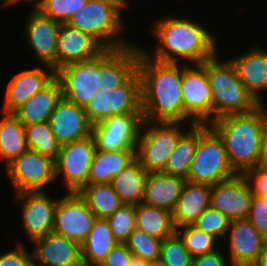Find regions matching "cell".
<instances>
[{"label": "cell", "instance_id": "5bb4252c", "mask_svg": "<svg viewBox=\"0 0 267 266\" xmlns=\"http://www.w3.org/2000/svg\"><path fill=\"white\" fill-rule=\"evenodd\" d=\"M95 220L96 216L78 193H65L55 208L53 232L81 245Z\"/></svg>", "mask_w": 267, "mask_h": 266}, {"label": "cell", "instance_id": "c3c4849f", "mask_svg": "<svg viewBox=\"0 0 267 266\" xmlns=\"http://www.w3.org/2000/svg\"><path fill=\"white\" fill-rule=\"evenodd\" d=\"M252 266H267V242L260 256Z\"/></svg>", "mask_w": 267, "mask_h": 266}, {"label": "cell", "instance_id": "60d3db41", "mask_svg": "<svg viewBox=\"0 0 267 266\" xmlns=\"http://www.w3.org/2000/svg\"><path fill=\"white\" fill-rule=\"evenodd\" d=\"M247 219L267 239V197H252Z\"/></svg>", "mask_w": 267, "mask_h": 266}, {"label": "cell", "instance_id": "9c48e42d", "mask_svg": "<svg viewBox=\"0 0 267 266\" xmlns=\"http://www.w3.org/2000/svg\"><path fill=\"white\" fill-rule=\"evenodd\" d=\"M92 125L115 115L142 113L141 78L138 70L122 85L98 90L84 107Z\"/></svg>", "mask_w": 267, "mask_h": 266}, {"label": "cell", "instance_id": "bcb514c9", "mask_svg": "<svg viewBox=\"0 0 267 266\" xmlns=\"http://www.w3.org/2000/svg\"><path fill=\"white\" fill-rule=\"evenodd\" d=\"M260 166L267 168V123L263 132Z\"/></svg>", "mask_w": 267, "mask_h": 266}, {"label": "cell", "instance_id": "7c38bea8", "mask_svg": "<svg viewBox=\"0 0 267 266\" xmlns=\"http://www.w3.org/2000/svg\"><path fill=\"white\" fill-rule=\"evenodd\" d=\"M7 178L13 185L14 194L46 191L55 183L54 160L28 149L5 167Z\"/></svg>", "mask_w": 267, "mask_h": 266}, {"label": "cell", "instance_id": "5b68a950", "mask_svg": "<svg viewBox=\"0 0 267 266\" xmlns=\"http://www.w3.org/2000/svg\"><path fill=\"white\" fill-rule=\"evenodd\" d=\"M206 72L213 101V120L229 114L254 111L259 104L240 81L229 59H220L217 53L206 60Z\"/></svg>", "mask_w": 267, "mask_h": 266}, {"label": "cell", "instance_id": "8992f818", "mask_svg": "<svg viewBox=\"0 0 267 266\" xmlns=\"http://www.w3.org/2000/svg\"><path fill=\"white\" fill-rule=\"evenodd\" d=\"M125 10L114 0H88L67 22L73 28L95 38L105 49L125 48L133 41L122 36Z\"/></svg>", "mask_w": 267, "mask_h": 266}, {"label": "cell", "instance_id": "b9f144b4", "mask_svg": "<svg viewBox=\"0 0 267 266\" xmlns=\"http://www.w3.org/2000/svg\"><path fill=\"white\" fill-rule=\"evenodd\" d=\"M24 245L19 241L15 248L0 253V266H32V252Z\"/></svg>", "mask_w": 267, "mask_h": 266}, {"label": "cell", "instance_id": "83f0119b", "mask_svg": "<svg viewBox=\"0 0 267 266\" xmlns=\"http://www.w3.org/2000/svg\"><path fill=\"white\" fill-rule=\"evenodd\" d=\"M117 244L107 220L96 218L87 238L81 244L83 266H100Z\"/></svg>", "mask_w": 267, "mask_h": 266}, {"label": "cell", "instance_id": "f546056e", "mask_svg": "<svg viewBox=\"0 0 267 266\" xmlns=\"http://www.w3.org/2000/svg\"><path fill=\"white\" fill-rule=\"evenodd\" d=\"M0 160L4 167L28 150L25 127L13 113L1 112Z\"/></svg>", "mask_w": 267, "mask_h": 266}, {"label": "cell", "instance_id": "ab89813d", "mask_svg": "<svg viewBox=\"0 0 267 266\" xmlns=\"http://www.w3.org/2000/svg\"><path fill=\"white\" fill-rule=\"evenodd\" d=\"M88 0H45L38 9L44 16L59 23H67Z\"/></svg>", "mask_w": 267, "mask_h": 266}, {"label": "cell", "instance_id": "44dd1931", "mask_svg": "<svg viewBox=\"0 0 267 266\" xmlns=\"http://www.w3.org/2000/svg\"><path fill=\"white\" fill-rule=\"evenodd\" d=\"M54 136L61 145L92 135L90 123L84 108L61 98L49 117Z\"/></svg>", "mask_w": 267, "mask_h": 266}, {"label": "cell", "instance_id": "7a4b0ae2", "mask_svg": "<svg viewBox=\"0 0 267 266\" xmlns=\"http://www.w3.org/2000/svg\"><path fill=\"white\" fill-rule=\"evenodd\" d=\"M153 21L151 30L156 43L153 50L143 46L141 49L154 60L202 64L219 53L218 37L198 21L172 14Z\"/></svg>", "mask_w": 267, "mask_h": 266}, {"label": "cell", "instance_id": "1f68e13d", "mask_svg": "<svg viewBox=\"0 0 267 266\" xmlns=\"http://www.w3.org/2000/svg\"><path fill=\"white\" fill-rule=\"evenodd\" d=\"M185 131L177 141L162 173L187 179L198 144V124L189 126V130Z\"/></svg>", "mask_w": 267, "mask_h": 266}, {"label": "cell", "instance_id": "484cf974", "mask_svg": "<svg viewBox=\"0 0 267 266\" xmlns=\"http://www.w3.org/2000/svg\"><path fill=\"white\" fill-rule=\"evenodd\" d=\"M61 98V85L55 77L46 87L35 93L13 114L24 126L48 121Z\"/></svg>", "mask_w": 267, "mask_h": 266}, {"label": "cell", "instance_id": "e575fe53", "mask_svg": "<svg viewBox=\"0 0 267 266\" xmlns=\"http://www.w3.org/2000/svg\"><path fill=\"white\" fill-rule=\"evenodd\" d=\"M176 232L180 235L185 248L193 257L220 249L217 247L218 245H216L219 242L216 237L198 229L193 224L179 227L176 229Z\"/></svg>", "mask_w": 267, "mask_h": 266}, {"label": "cell", "instance_id": "f6af8a7d", "mask_svg": "<svg viewBox=\"0 0 267 266\" xmlns=\"http://www.w3.org/2000/svg\"><path fill=\"white\" fill-rule=\"evenodd\" d=\"M221 252V250H216L211 253H207L204 255L195 256L193 259L192 266H231L230 263L227 262V257ZM225 256V257H224Z\"/></svg>", "mask_w": 267, "mask_h": 266}, {"label": "cell", "instance_id": "7402d4cb", "mask_svg": "<svg viewBox=\"0 0 267 266\" xmlns=\"http://www.w3.org/2000/svg\"><path fill=\"white\" fill-rule=\"evenodd\" d=\"M252 46L229 60L248 92L259 104H263L261 96L267 92V48L257 43Z\"/></svg>", "mask_w": 267, "mask_h": 266}, {"label": "cell", "instance_id": "f907efd6", "mask_svg": "<svg viewBox=\"0 0 267 266\" xmlns=\"http://www.w3.org/2000/svg\"><path fill=\"white\" fill-rule=\"evenodd\" d=\"M1 4H0V8L1 9H4V8H6V7H12L13 6V0H3L2 2H0Z\"/></svg>", "mask_w": 267, "mask_h": 266}, {"label": "cell", "instance_id": "52a82bcc", "mask_svg": "<svg viewBox=\"0 0 267 266\" xmlns=\"http://www.w3.org/2000/svg\"><path fill=\"white\" fill-rule=\"evenodd\" d=\"M236 175L222 139L209 124H198V144L186 180L213 186Z\"/></svg>", "mask_w": 267, "mask_h": 266}, {"label": "cell", "instance_id": "6da1fadb", "mask_svg": "<svg viewBox=\"0 0 267 266\" xmlns=\"http://www.w3.org/2000/svg\"><path fill=\"white\" fill-rule=\"evenodd\" d=\"M141 46L105 49L95 58L67 64L55 71L62 98L85 107L98 90L122 86L137 70Z\"/></svg>", "mask_w": 267, "mask_h": 266}, {"label": "cell", "instance_id": "4316f807", "mask_svg": "<svg viewBox=\"0 0 267 266\" xmlns=\"http://www.w3.org/2000/svg\"><path fill=\"white\" fill-rule=\"evenodd\" d=\"M135 159L136 150H96L90 166L88 185L111 183Z\"/></svg>", "mask_w": 267, "mask_h": 266}, {"label": "cell", "instance_id": "8d00e7d4", "mask_svg": "<svg viewBox=\"0 0 267 266\" xmlns=\"http://www.w3.org/2000/svg\"><path fill=\"white\" fill-rule=\"evenodd\" d=\"M194 257L185 248L180 235L175 231L161 243L160 266H192Z\"/></svg>", "mask_w": 267, "mask_h": 266}, {"label": "cell", "instance_id": "3957f363", "mask_svg": "<svg viewBox=\"0 0 267 266\" xmlns=\"http://www.w3.org/2000/svg\"><path fill=\"white\" fill-rule=\"evenodd\" d=\"M143 120L184 123L183 63L161 62L139 52Z\"/></svg>", "mask_w": 267, "mask_h": 266}, {"label": "cell", "instance_id": "4fadbf2b", "mask_svg": "<svg viewBox=\"0 0 267 266\" xmlns=\"http://www.w3.org/2000/svg\"><path fill=\"white\" fill-rule=\"evenodd\" d=\"M142 113L115 115L92 126L96 150H136Z\"/></svg>", "mask_w": 267, "mask_h": 266}, {"label": "cell", "instance_id": "d4e9b609", "mask_svg": "<svg viewBox=\"0 0 267 266\" xmlns=\"http://www.w3.org/2000/svg\"><path fill=\"white\" fill-rule=\"evenodd\" d=\"M212 186L186 181L176 207L172 212L175 229L193 224L199 215L210 206Z\"/></svg>", "mask_w": 267, "mask_h": 266}, {"label": "cell", "instance_id": "2e32d148", "mask_svg": "<svg viewBox=\"0 0 267 266\" xmlns=\"http://www.w3.org/2000/svg\"><path fill=\"white\" fill-rule=\"evenodd\" d=\"M24 24L26 44L37 58V63L48 65L57 70V38L61 23L44 16L39 10L27 13ZM39 61V62H38Z\"/></svg>", "mask_w": 267, "mask_h": 266}, {"label": "cell", "instance_id": "7dc6e473", "mask_svg": "<svg viewBox=\"0 0 267 266\" xmlns=\"http://www.w3.org/2000/svg\"><path fill=\"white\" fill-rule=\"evenodd\" d=\"M45 0H13V6L25 2V4H30L33 6L32 10H38Z\"/></svg>", "mask_w": 267, "mask_h": 266}, {"label": "cell", "instance_id": "681fc988", "mask_svg": "<svg viewBox=\"0 0 267 266\" xmlns=\"http://www.w3.org/2000/svg\"><path fill=\"white\" fill-rule=\"evenodd\" d=\"M130 266H155L154 263L137 257H132Z\"/></svg>", "mask_w": 267, "mask_h": 266}, {"label": "cell", "instance_id": "f1b7e54d", "mask_svg": "<svg viewBox=\"0 0 267 266\" xmlns=\"http://www.w3.org/2000/svg\"><path fill=\"white\" fill-rule=\"evenodd\" d=\"M147 176L148 172L136 158L116 175L110 184L123 204L138 205L143 201Z\"/></svg>", "mask_w": 267, "mask_h": 266}, {"label": "cell", "instance_id": "ba28073f", "mask_svg": "<svg viewBox=\"0 0 267 266\" xmlns=\"http://www.w3.org/2000/svg\"><path fill=\"white\" fill-rule=\"evenodd\" d=\"M187 123L153 122L144 120L136 147V158L148 172H162L175 149L179 138L185 133Z\"/></svg>", "mask_w": 267, "mask_h": 266}, {"label": "cell", "instance_id": "836d02e7", "mask_svg": "<svg viewBox=\"0 0 267 266\" xmlns=\"http://www.w3.org/2000/svg\"><path fill=\"white\" fill-rule=\"evenodd\" d=\"M24 127L28 149L55 161L62 145L54 136L49 121L33 123Z\"/></svg>", "mask_w": 267, "mask_h": 266}, {"label": "cell", "instance_id": "603a6c76", "mask_svg": "<svg viewBox=\"0 0 267 266\" xmlns=\"http://www.w3.org/2000/svg\"><path fill=\"white\" fill-rule=\"evenodd\" d=\"M104 50L91 35L62 23L57 38V69L67 64L93 59Z\"/></svg>", "mask_w": 267, "mask_h": 266}, {"label": "cell", "instance_id": "74e56055", "mask_svg": "<svg viewBox=\"0 0 267 266\" xmlns=\"http://www.w3.org/2000/svg\"><path fill=\"white\" fill-rule=\"evenodd\" d=\"M106 220L118 243H125L136 228V205L123 204Z\"/></svg>", "mask_w": 267, "mask_h": 266}, {"label": "cell", "instance_id": "ac0fdd59", "mask_svg": "<svg viewBox=\"0 0 267 266\" xmlns=\"http://www.w3.org/2000/svg\"><path fill=\"white\" fill-rule=\"evenodd\" d=\"M43 66V67H42ZM22 70L13 75L4 90V100L1 111L14 113L35 93L46 87L54 78L55 70L48 65Z\"/></svg>", "mask_w": 267, "mask_h": 266}, {"label": "cell", "instance_id": "277c9868", "mask_svg": "<svg viewBox=\"0 0 267 266\" xmlns=\"http://www.w3.org/2000/svg\"><path fill=\"white\" fill-rule=\"evenodd\" d=\"M266 107L261 104L252 112L229 114L209 124L222 139L230 166L237 175L260 164Z\"/></svg>", "mask_w": 267, "mask_h": 266}, {"label": "cell", "instance_id": "ee69618b", "mask_svg": "<svg viewBox=\"0 0 267 266\" xmlns=\"http://www.w3.org/2000/svg\"><path fill=\"white\" fill-rule=\"evenodd\" d=\"M133 254L128 250L125 243H118L108 253L100 266H130Z\"/></svg>", "mask_w": 267, "mask_h": 266}, {"label": "cell", "instance_id": "9a60e30c", "mask_svg": "<svg viewBox=\"0 0 267 266\" xmlns=\"http://www.w3.org/2000/svg\"><path fill=\"white\" fill-rule=\"evenodd\" d=\"M14 195L21 205V227L28 242L53 232L54 212L59 198H52L46 191L21 192Z\"/></svg>", "mask_w": 267, "mask_h": 266}, {"label": "cell", "instance_id": "4dcf8cb0", "mask_svg": "<svg viewBox=\"0 0 267 266\" xmlns=\"http://www.w3.org/2000/svg\"><path fill=\"white\" fill-rule=\"evenodd\" d=\"M136 228L161 241L176 231L171 211L144 203L136 205Z\"/></svg>", "mask_w": 267, "mask_h": 266}, {"label": "cell", "instance_id": "30bf717a", "mask_svg": "<svg viewBox=\"0 0 267 266\" xmlns=\"http://www.w3.org/2000/svg\"><path fill=\"white\" fill-rule=\"evenodd\" d=\"M181 90L184 105V123L210 124L213 121V101L206 61L202 64L183 63Z\"/></svg>", "mask_w": 267, "mask_h": 266}, {"label": "cell", "instance_id": "d6986e66", "mask_svg": "<svg viewBox=\"0 0 267 266\" xmlns=\"http://www.w3.org/2000/svg\"><path fill=\"white\" fill-rule=\"evenodd\" d=\"M31 245L34 266H83L81 245L63 235L51 232Z\"/></svg>", "mask_w": 267, "mask_h": 266}, {"label": "cell", "instance_id": "d590c367", "mask_svg": "<svg viewBox=\"0 0 267 266\" xmlns=\"http://www.w3.org/2000/svg\"><path fill=\"white\" fill-rule=\"evenodd\" d=\"M162 241L149 236L146 232L135 228L125 242L134 257L151 261L155 265L160 259Z\"/></svg>", "mask_w": 267, "mask_h": 266}, {"label": "cell", "instance_id": "8fae6325", "mask_svg": "<svg viewBox=\"0 0 267 266\" xmlns=\"http://www.w3.org/2000/svg\"><path fill=\"white\" fill-rule=\"evenodd\" d=\"M95 151L96 144L92 135L61 146L54 161L55 178H62L67 193H78L88 185Z\"/></svg>", "mask_w": 267, "mask_h": 266}, {"label": "cell", "instance_id": "cb8c5ba5", "mask_svg": "<svg viewBox=\"0 0 267 266\" xmlns=\"http://www.w3.org/2000/svg\"><path fill=\"white\" fill-rule=\"evenodd\" d=\"M186 181L162 172L148 173L142 203L173 212Z\"/></svg>", "mask_w": 267, "mask_h": 266}, {"label": "cell", "instance_id": "ffe728a7", "mask_svg": "<svg viewBox=\"0 0 267 266\" xmlns=\"http://www.w3.org/2000/svg\"><path fill=\"white\" fill-rule=\"evenodd\" d=\"M253 194L242 175L212 186L210 207L218 210L231 221L247 218Z\"/></svg>", "mask_w": 267, "mask_h": 266}, {"label": "cell", "instance_id": "816d5d0a", "mask_svg": "<svg viewBox=\"0 0 267 266\" xmlns=\"http://www.w3.org/2000/svg\"><path fill=\"white\" fill-rule=\"evenodd\" d=\"M115 2H117L119 5H121L124 9H128L131 0H114Z\"/></svg>", "mask_w": 267, "mask_h": 266}, {"label": "cell", "instance_id": "7bdbcfd3", "mask_svg": "<svg viewBox=\"0 0 267 266\" xmlns=\"http://www.w3.org/2000/svg\"><path fill=\"white\" fill-rule=\"evenodd\" d=\"M242 176L248 183L253 196L267 197V168L260 165L246 170Z\"/></svg>", "mask_w": 267, "mask_h": 266}, {"label": "cell", "instance_id": "e0dca14e", "mask_svg": "<svg viewBox=\"0 0 267 266\" xmlns=\"http://www.w3.org/2000/svg\"><path fill=\"white\" fill-rule=\"evenodd\" d=\"M225 239L231 266H252L267 242L247 218L230 221Z\"/></svg>", "mask_w": 267, "mask_h": 266}, {"label": "cell", "instance_id": "f35d334b", "mask_svg": "<svg viewBox=\"0 0 267 266\" xmlns=\"http://www.w3.org/2000/svg\"><path fill=\"white\" fill-rule=\"evenodd\" d=\"M230 221L227 216L209 206L199 215L193 225L213 235L218 240L223 239L222 242L224 243Z\"/></svg>", "mask_w": 267, "mask_h": 266}, {"label": "cell", "instance_id": "d6a6232c", "mask_svg": "<svg viewBox=\"0 0 267 266\" xmlns=\"http://www.w3.org/2000/svg\"><path fill=\"white\" fill-rule=\"evenodd\" d=\"M78 194L96 218L106 219L123 205L110 183L86 185Z\"/></svg>", "mask_w": 267, "mask_h": 266}]
</instances>
